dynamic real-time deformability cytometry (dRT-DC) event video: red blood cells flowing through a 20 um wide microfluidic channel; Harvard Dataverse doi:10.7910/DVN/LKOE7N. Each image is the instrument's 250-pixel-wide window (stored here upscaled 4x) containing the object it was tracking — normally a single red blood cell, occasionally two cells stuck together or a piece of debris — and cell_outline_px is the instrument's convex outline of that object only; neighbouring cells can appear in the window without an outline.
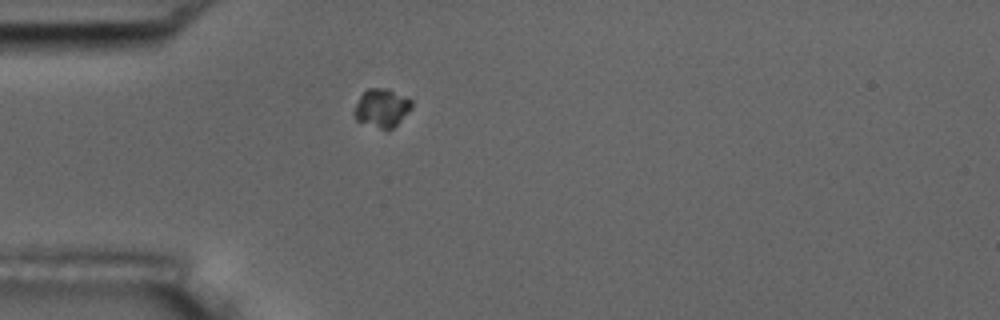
{"species": "common noctule bat (a hibernating species)", "species_latin": "Nyctalus noctula", "temperature_condition": "room temperature", "stored_images_in_passage": 6, "camera_frame_rate_fps": 3000, "um_per_image_px": 0.085, "animal": {"sex": "male", "body_mass_g": 17.5, "forearm_length_mm": 52.3}, "frame": {"image": 1, "passage_image": 6, "time_ms": 6.667, "image_size_px": [1000, 320], "cell_outline_px": [[412, 108], [392, 128], [380, 128], [356, 120], [352, 112], [360, 96], [368, 88], [384, 88], [412, 100]], "centroid_in_image_um": [32.42, 9.17], "position_along_channel_um": 52.6, "area_um2": 12.48}}